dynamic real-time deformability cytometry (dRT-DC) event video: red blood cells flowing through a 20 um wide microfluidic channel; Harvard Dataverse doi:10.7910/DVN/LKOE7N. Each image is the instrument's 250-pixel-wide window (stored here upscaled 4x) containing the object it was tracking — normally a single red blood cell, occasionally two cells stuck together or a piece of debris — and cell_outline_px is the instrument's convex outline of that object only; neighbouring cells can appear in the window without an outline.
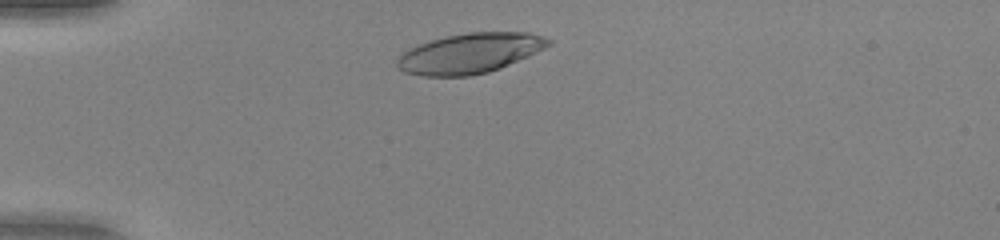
{"species": "human", "species_latin": "Homo sapiens", "temperature_condition": "warm", "stored_images_in_passage": 34, "camera_frame_rate_fps": 3000, "um_per_image_px": 0.085, "donor": {"sex": "female"}, "frame": {"image": 1, "passage_image": 4, "time_ms": 1.0, "image_size_px": [1000, 240], "cell_outline_px": [[552, 44], [528, 56], [500, 68], [488, 72], [468, 76], [420, 76], [404, 72], [396, 68], [396, 60], [404, 52], [420, 44], [444, 36], [468, 32], [528, 32], [544, 36], [552, 40]], "centroid_in_image_um": [39.94, 4.53], "position_along_channel_um": 45.1, "area_um2": 35.32}}
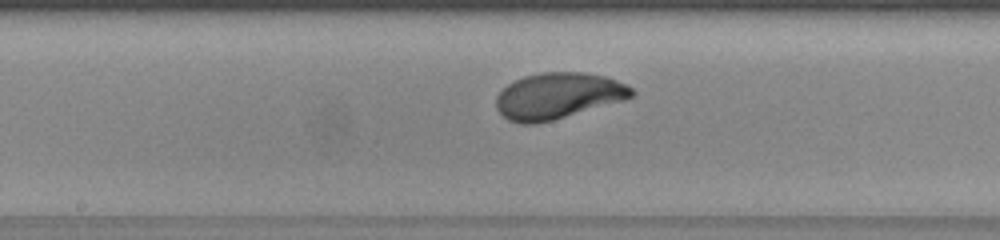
{"frame": {"image": 2, "passage_image": 18, "time_ms": 5.667, "image_size_px": [1000, 240], "cell_outline_px": [[636, 92], [632, 96], [624, 100], [552, 120], [536, 124], [520, 124], [508, 120], [496, 108], [496, 96], [508, 84], [524, 76], [544, 72], [584, 72], [604, 76], [628, 84]], "centroid_in_image_um": [47.43, 8.14], "position_along_channel_um": 200.8, "area_um2": 36.3}}
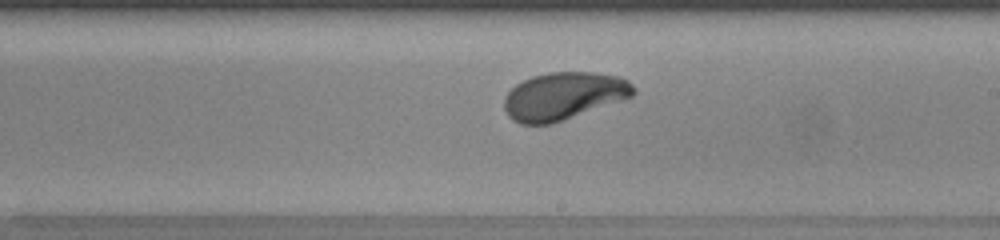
{"frame": {"image": 3, "passage_image": 21, "time_ms": 6.667, "image_size_px": [1000, 240], "cell_outline_px": [[636, 92], [632, 96], [624, 100], [552, 124], [520, 124], [512, 120], [508, 116], [504, 108], [504, 96], [516, 84], [532, 76], [548, 72], [592, 72], [620, 76], [628, 80], [636, 88]], "centroid_in_image_um": [47.92, 8.16], "position_along_channel_um": 241.1, "area_um2": 36.18}, "authors_computed_cell_mechanics": {"area_um2": 35.9516, "velocity_mm_per_s": 4.0506, "shape_relaxation_time_tau1_ms": 2.7613, "shape_relaxation_time_tau2_ms": null, "deformation_change_tau1": 0.1991, "deformation_change_tau2": null}}